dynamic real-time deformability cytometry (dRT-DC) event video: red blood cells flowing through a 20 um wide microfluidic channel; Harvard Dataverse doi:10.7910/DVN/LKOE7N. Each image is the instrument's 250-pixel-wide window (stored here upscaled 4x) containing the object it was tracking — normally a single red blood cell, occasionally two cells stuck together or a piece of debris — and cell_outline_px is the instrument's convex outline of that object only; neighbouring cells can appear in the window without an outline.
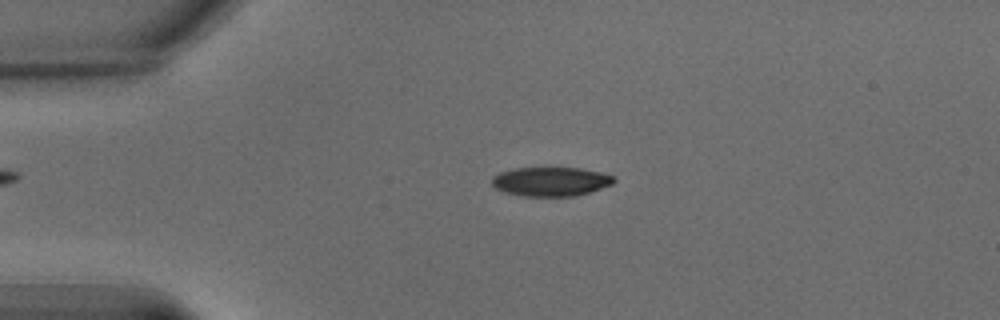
{"species": "common noctule bat (a hibernating species)", "species_latin": "Nyctalus noctula", "temperature_condition": "warm", "stored_images_in_passage": 64, "camera_frame_rate_fps": 3000, "um_per_image_px": 0.085, "animal": {"sex": "male", "body_mass_g": 15.6}, "frame": {"image": 1, "passage_image": 14, "time_ms": 4.333, "image_size_px": [1000, 320], "cell_outline_px": [[616, 180], [612, 184], [576, 196], [520, 196], [504, 192], [496, 188], [492, 184], [492, 176], [500, 172], [516, 168], [580, 168], [600, 172], [612, 176]], "centroid_in_image_um": [46.78, 15.43], "position_along_channel_um": 38.2, "area_um2": 20.58}}
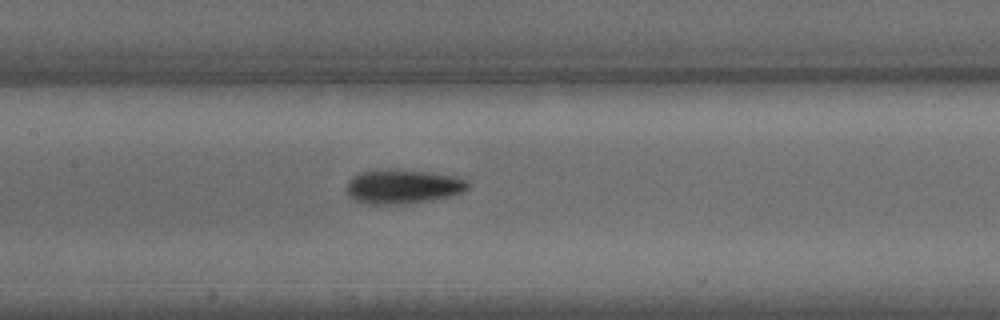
{"frame": {"image": 2, "passage_image": 30, "time_ms": 9.667, "image_size_px": [1000, 320], "cell_outline_px": [[468, 188], [460, 192], [448, 196], [432, 200], [404, 204], [368, 204], [352, 200], [348, 196], [348, 180], [352, 176], [360, 172], [392, 168], [400, 168], [428, 172], [452, 176], [468, 180]], "centroid_in_image_um": [34.19, 15.85], "position_along_channel_um": 173.2, "area_um2": 24.33}}
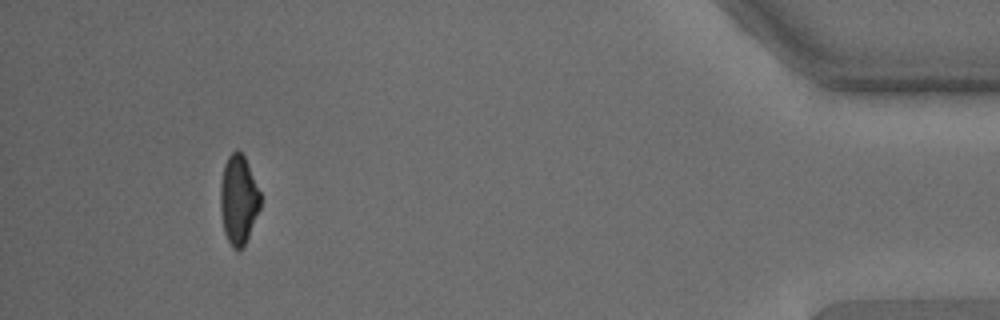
{"frame": {"image": 3, "passage_image": 59, "time_ms": 19.333, "image_size_px": [1000, 320], "cell_outline_px": [[260, 208], [248, 236], [244, 244], [240, 248], [232, 248], [224, 232], [220, 208], [220, 184], [224, 164], [228, 156], [236, 148], [244, 156], [248, 164], [260, 192]], "centroid_in_image_um": [20.25, 16.93], "position_along_channel_um": 414.9, "area_um2": 20.58}, "authors_computed_cell_mechanics": {"area_um2": 21.964, "velocity_mm_per_s": 3.1601, "shape_relaxation_time_tau1_ms": 3.5032, "shape_relaxation_time_tau2_ms": 4.664, "deformation_change_tau1": 0.1569, "deformation_change_tau2": 0.0952}}